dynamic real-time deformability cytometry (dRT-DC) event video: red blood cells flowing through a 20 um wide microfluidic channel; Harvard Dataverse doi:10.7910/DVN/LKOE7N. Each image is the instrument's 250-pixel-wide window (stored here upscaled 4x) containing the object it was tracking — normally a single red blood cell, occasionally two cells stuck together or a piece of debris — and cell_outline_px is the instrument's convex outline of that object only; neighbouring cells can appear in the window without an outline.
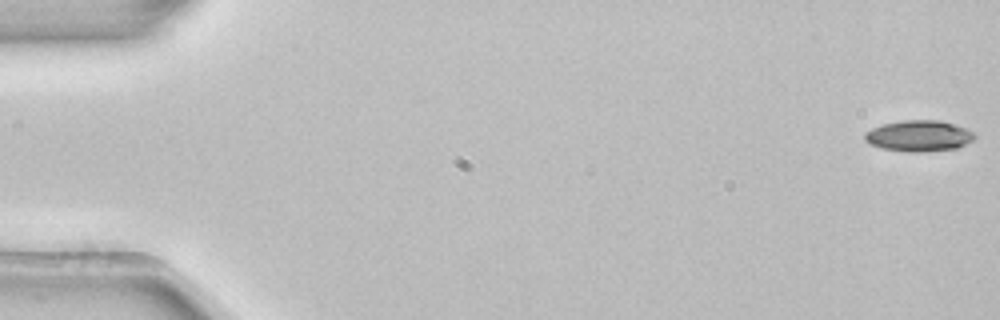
{"species": "common noctule bat (a hibernating species)", "species_latin": "Nyctalus noctula", "temperature_condition": "room temperature", "stored_images_in_passage": 54, "camera_frame_rate_fps": 3000, "um_per_image_px": 0.085, "animal": {"sex": "female", "body_mass_g": 22.7, "forearm_length_mm": 54.2}, "frame": {"image": 1, "passage_image": 1, "time_ms": 0.0, "image_size_px": [1000, 320], "cell_outline_px": [[976, 136], [972, 140], [956, 148], [920, 152], [908, 152], [880, 148], [868, 144], [864, 140], [864, 132], [872, 128], [884, 124], [904, 120], [940, 120], [964, 128], [972, 132]], "centroid_in_image_um": [78.04, 11.55], "position_along_channel_um": 7.0, "area_um2": 19.77}}
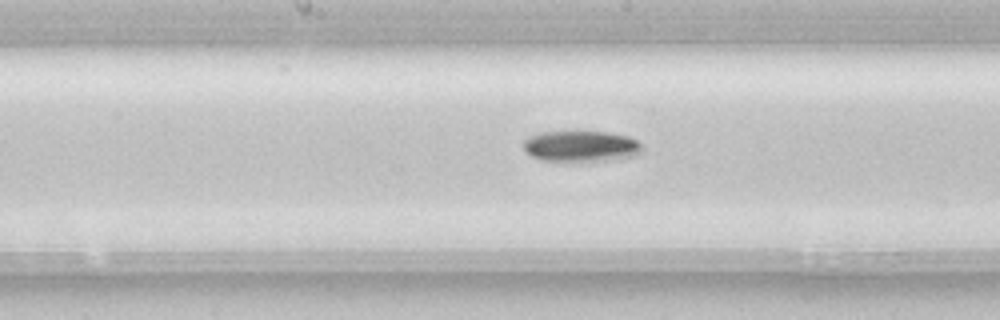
{"frame": {"image": 2, "passage_image": 28, "time_ms": 9.0, "image_size_px": [1000, 320], "cell_outline_px": [[640, 152], [636, 156], [612, 160], [540, 160], [524, 152], [524, 140], [528, 136], [540, 132], [604, 132], [628, 136], [636, 140], [640, 144]], "centroid_in_image_um": [49.35, 12.42], "position_along_channel_um": 198.8, "area_um2": 21.15}}
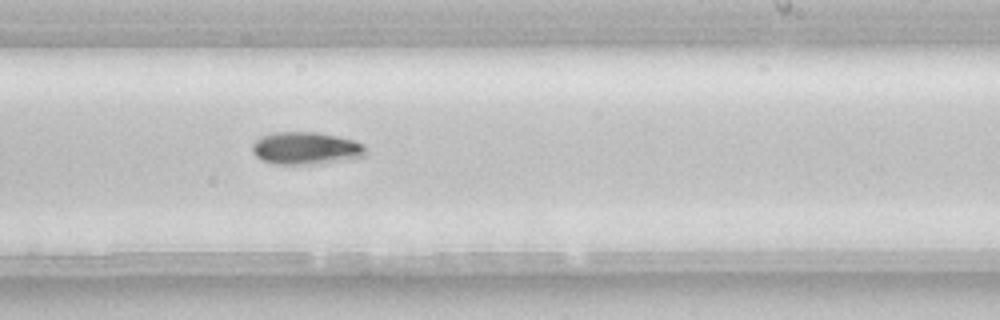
{"frame": {"image": 3, "passage_image": 33, "time_ms": 10.667, "image_size_px": [1000, 320], "cell_outline_px": [[364, 156], [324, 164], [272, 164], [260, 160], [252, 152], [252, 144], [260, 136], [272, 132], [316, 132], [356, 140], [364, 144]], "centroid_in_image_um": [25.96, 12.6], "position_along_channel_um": 263.0, "area_um2": 21.73}, "authors_computed_cell_mechanics": {"area_um2": 20.0566, "velocity_mm_per_s": 3.8731, "shape_relaxation_time_tau1_ms": 3.6079, "shape_relaxation_time_tau2_ms": null, "deformation_change_tau1": 0.1241, "deformation_change_tau2": null}}